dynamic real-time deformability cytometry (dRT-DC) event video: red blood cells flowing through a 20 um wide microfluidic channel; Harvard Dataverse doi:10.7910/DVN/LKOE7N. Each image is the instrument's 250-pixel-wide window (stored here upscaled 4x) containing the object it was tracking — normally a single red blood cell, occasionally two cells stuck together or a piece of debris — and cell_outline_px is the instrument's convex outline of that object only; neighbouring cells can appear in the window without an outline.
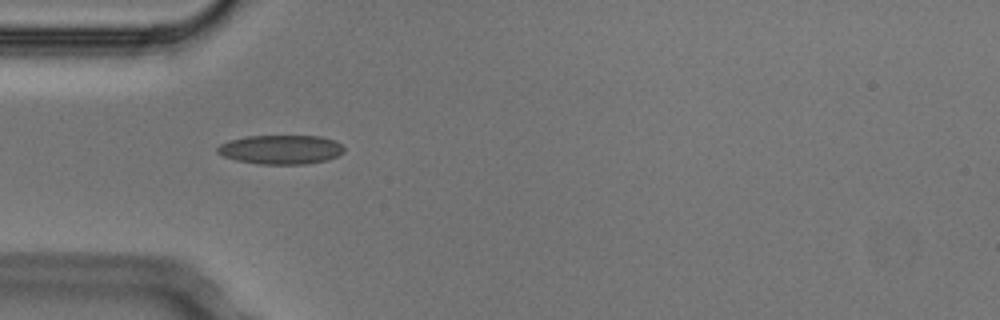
{"species": "Egyptian fruit bat (a non-hibernating species)", "species_latin": "Rousettus aegyptiacus", "temperature_condition": "cold", "stored_images_in_passage": 2, "camera_frame_rate_fps": 3000, "um_per_image_px": 0.085, "animal": {"sex": "male"}, "frame": {"image": 1, "passage_image": 1, "time_ms": 0.0, "image_size_px": [1000, 320], "cell_outline_px": [[344, 152], [328, 160], [304, 164], [260, 164], [236, 160], [224, 156], [216, 152], [216, 148], [220, 144], [228, 140], [248, 136], [320, 136], [336, 140], [344, 148]], "centroid_in_image_um": [23.87, 12.71], "position_along_channel_um": 61.1, "area_um2": 21.56}}
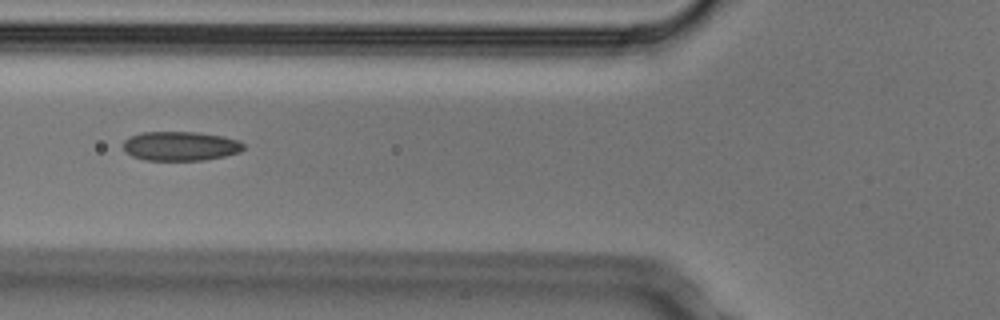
{"frame": {"image": 2, "passage_image": 2, "time_ms": 0.333, "image_size_px": [1000, 320], "cell_outline_px": [[244, 148], [240, 152], [224, 156], [204, 160], [144, 160], [132, 156], [124, 152], [124, 140], [128, 136], [140, 132], [196, 132], [224, 136], [240, 140], [244, 144]], "centroid_in_image_um": [15.33, 12.41], "position_along_channel_um": 110.5, "area_um2": 20.75}}